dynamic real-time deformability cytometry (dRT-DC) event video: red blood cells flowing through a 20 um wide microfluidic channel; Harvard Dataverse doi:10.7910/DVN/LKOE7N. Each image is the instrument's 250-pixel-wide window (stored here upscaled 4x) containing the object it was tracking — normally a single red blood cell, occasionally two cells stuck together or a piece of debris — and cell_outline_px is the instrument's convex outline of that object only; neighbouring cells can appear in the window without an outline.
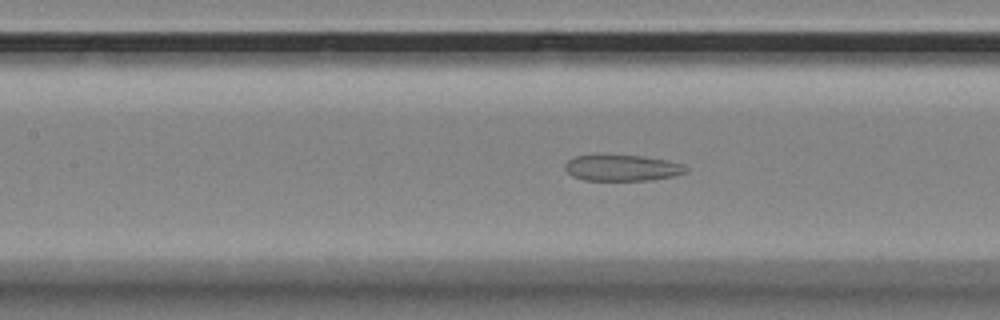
{"species": "Egyptian fruit bat (a non-hibernating species)", "species_latin": "Rousettus aegyptiacus", "temperature_condition": "room temperature", "stored_images_in_passage": 56, "camera_frame_rate_fps": 3000, "um_per_image_px": 0.085, "animal": {"sex": "female"}, "frame": {"image": 1, "passage_image": 25, "time_ms": 8.0, "image_size_px": [1000, 320], "cell_outline_px": [[688, 172], [672, 176], [652, 180], [584, 180], [572, 176], [564, 168], [564, 164], [568, 160], [576, 156], [644, 156], [664, 160], [680, 164], [688, 168]], "centroid_in_image_um": [52.87, 14.29], "position_along_channel_um": 154.5, "area_um2": 18.03}}
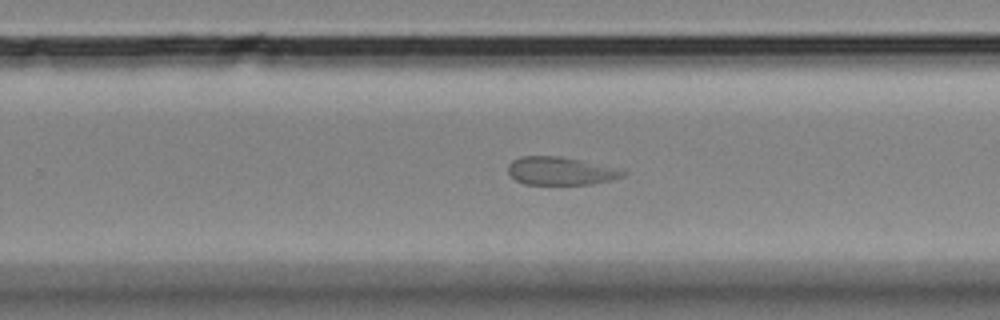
{"frame": {"image": 2, "passage_image": 36, "time_ms": 11.667, "image_size_px": [1000, 320], "cell_outline_px": [[628, 172], [624, 176], [612, 180], [592, 184], [524, 184], [516, 180], [508, 172], [508, 164], [512, 160], [520, 156], [560, 156], [624, 168]], "centroid_in_image_um": [47.72, 14.52], "position_along_channel_um": 282.1, "area_um2": 19.13}}
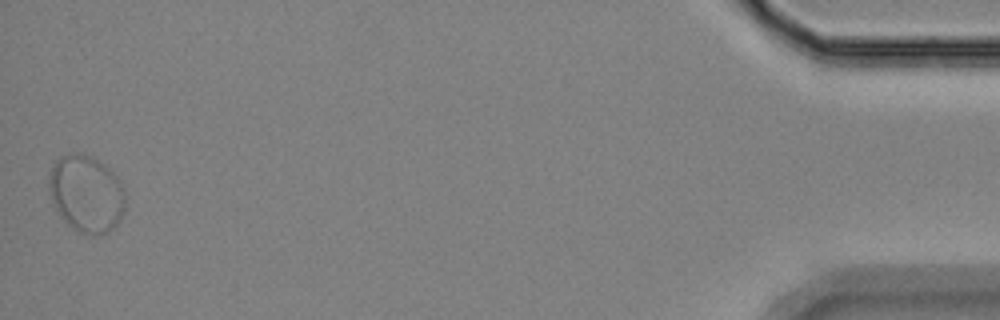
{"frame": {"image": 3, "passage_image": 56, "time_ms": 18.333, "image_size_px": [1000, 320], "cell_outline_px": [[124, 212], [116, 224], [108, 232], [100, 236], [92, 236], [76, 232], [60, 216], [52, 200], [48, 188], [48, 176], [52, 164], [60, 156], [68, 152], [84, 152], [92, 156], [108, 168], [120, 180], [124, 192]], "centroid_in_image_um": [7.31, 16.45], "position_along_channel_um": 427.9, "area_um2": 34.8}, "authors_computed_cell_mechanics": {"area_um2": 24.4205, "velocity_mm_per_s": 3.4934, "shape_relaxation_time_tau1_ms": null, "shape_relaxation_time_tau2_ms": 5.004, "deformation_change_tau1": null, "deformation_change_tau2": 0.1059}}